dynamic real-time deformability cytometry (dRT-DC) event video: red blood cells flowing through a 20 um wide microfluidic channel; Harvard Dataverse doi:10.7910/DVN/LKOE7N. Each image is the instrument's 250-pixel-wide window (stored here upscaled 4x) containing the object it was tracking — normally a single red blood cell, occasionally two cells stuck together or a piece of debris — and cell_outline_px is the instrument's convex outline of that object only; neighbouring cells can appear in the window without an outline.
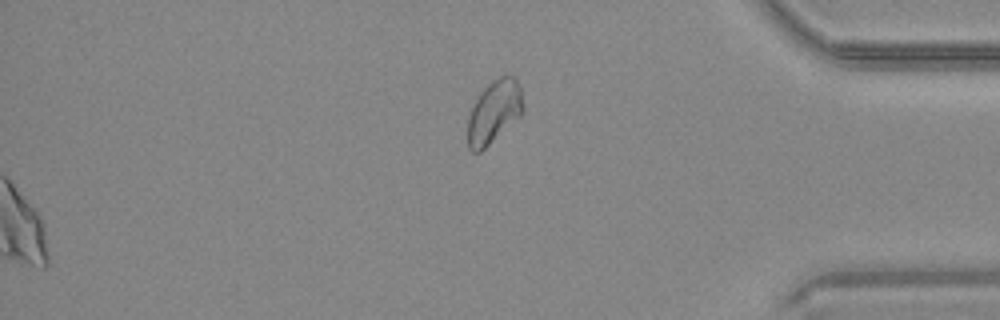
{"species": "common noctule bat (a hibernating species)", "species_latin": "Nyctalus noctula", "temperature_condition": "warm", "stored_images_in_passage": 35, "camera_frame_rate_fps": 3000, "um_per_image_px": 0.085, "animal": {"sex": "male", "body_mass_g": 20.4}, "frame": {"image": 1, "passage_image": 35, "time_ms": 11.333, "image_size_px": [1000, 320], "cell_outline_px": [[524, 112], [520, 116], [480, 152], [472, 152], [468, 148], [468, 116], [480, 92], [492, 80], [500, 76], [512, 72], [516, 76], [520, 88], [524, 108]], "centroid_in_image_um": [42.02, 9.46], "position_along_channel_um": 393.2, "area_um2": 20.4}}